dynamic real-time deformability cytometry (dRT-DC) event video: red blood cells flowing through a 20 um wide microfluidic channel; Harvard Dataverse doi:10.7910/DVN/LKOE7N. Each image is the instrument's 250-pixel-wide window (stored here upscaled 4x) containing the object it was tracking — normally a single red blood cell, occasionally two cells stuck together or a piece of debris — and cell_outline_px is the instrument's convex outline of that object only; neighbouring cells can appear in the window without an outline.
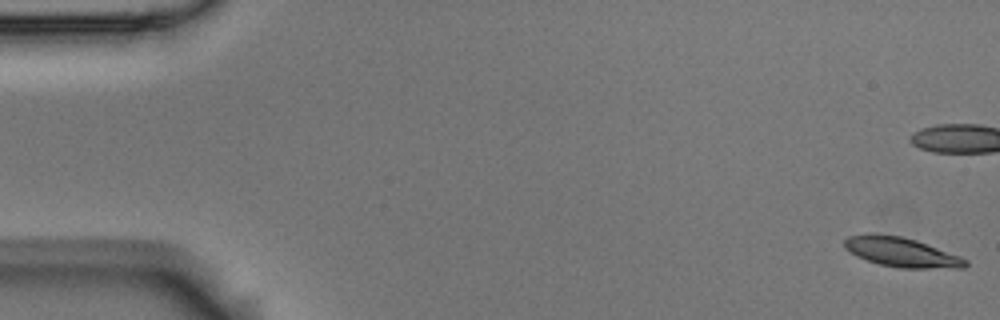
{"species": "Egyptian fruit bat (a non-hibernating species)", "species_latin": "Rousettus aegyptiacus", "temperature_condition": "room temperature", "stored_images_in_passage": 58, "camera_frame_rate_fps": 3000, "um_per_image_px": 0.085, "animal": {"sex": "male"}, "frame": {"image": 1, "passage_image": 1, "time_ms": 0.0, "image_size_px": [1000, 320], "cell_outline_px": [[968, 264], [964, 268], [900, 268], [880, 264], [856, 256], [844, 248], [844, 240], [848, 236], [864, 232], [872, 232], [900, 236], [916, 240], [960, 256], [968, 260]], "centroid_in_image_um": [76.58, 21.41], "position_along_channel_um": 8.4, "area_um2": 21.04}, "authors_computed_cell_mechanics": {"area_um2": 21.1259, "velocity_mm_per_s": 3.5045, "shape_relaxation_time_tau1_ms": 4.6053, "shape_relaxation_time_tau2_ms": 4.3742, "deformation_change_tau1": 0.1219, "deformation_change_tau2": 0.0945}}